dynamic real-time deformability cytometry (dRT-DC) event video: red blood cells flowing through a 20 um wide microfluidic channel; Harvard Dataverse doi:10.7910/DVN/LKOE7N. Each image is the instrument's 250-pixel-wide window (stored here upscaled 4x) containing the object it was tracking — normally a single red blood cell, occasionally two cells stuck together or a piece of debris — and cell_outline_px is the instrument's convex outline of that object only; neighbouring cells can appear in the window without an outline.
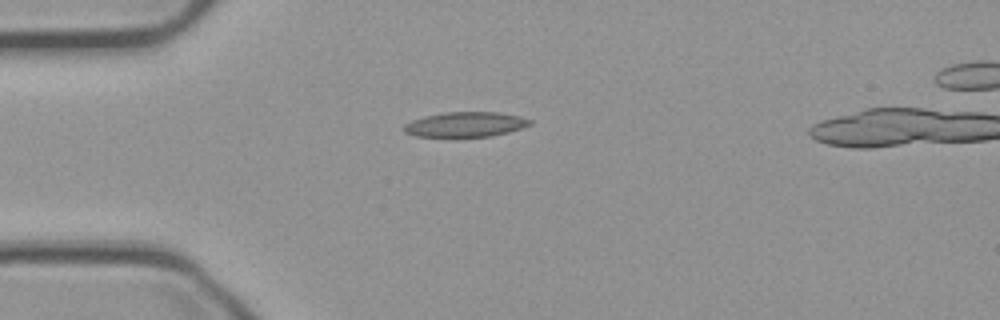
{"species": "common noctule bat (a hibernating species)", "species_latin": "Nyctalus noctula", "temperature_condition": "cold", "stored_images_in_passage": 39, "camera_frame_rate_fps": 3000, "um_per_image_px": 0.085, "animal": {"sex": "male", "body_mass_g": 23.1, "forearm_length_mm": 52.7}, "frame": {"image": 1, "passage_image": 1, "time_ms": 0.0, "image_size_px": [1000, 320], "cell_outline_px": [[532, 124], [508, 132], [492, 136], [456, 140], [452, 140], [416, 136], [404, 132], [404, 124], [412, 120], [424, 116], [444, 112], [496, 112], [520, 116], [532, 120]], "centroid_in_image_um": [39.5, 10.63], "position_along_channel_um": 45.5, "area_um2": 19.31}}
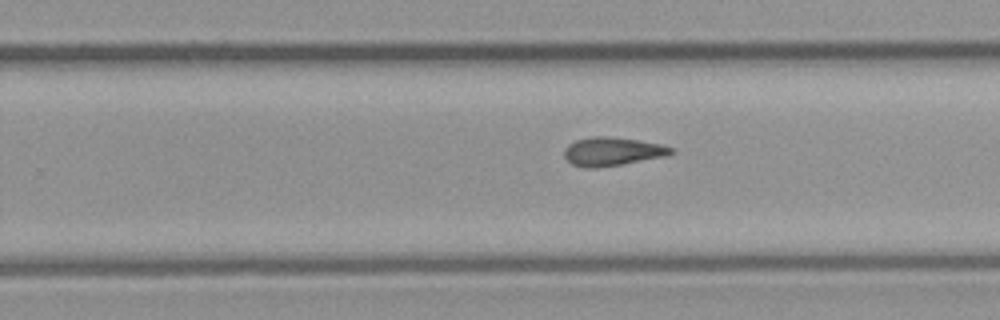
{"frame": {"image": 2, "passage_image": 21, "time_ms": 6.667, "image_size_px": [1000, 320], "cell_outline_px": [[676, 152], [664, 156], [620, 164], [596, 168], [584, 168], [572, 164], [564, 156], [564, 148], [568, 144], [576, 140], [592, 136], [608, 136], [636, 140], [660, 144], [676, 148]], "centroid_in_image_um": [52.03, 12.87], "position_along_channel_um": 277.8, "area_um2": 17.69}}
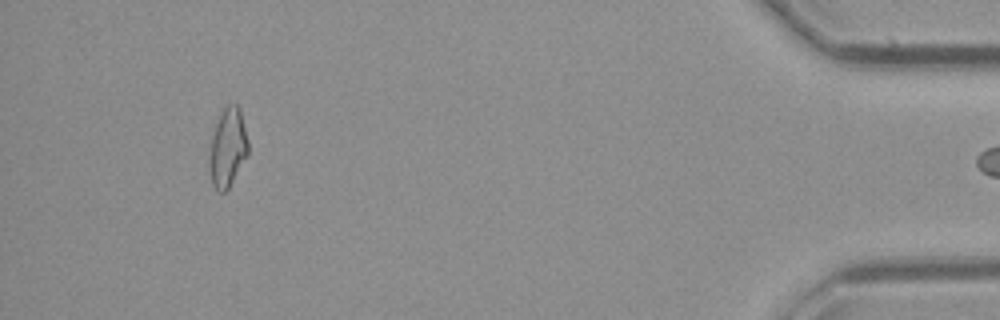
{"frame": {"image": 3, "passage_image": 38, "time_ms": 12.333, "image_size_px": [1000, 320], "cell_outline_px": [[248, 156], [228, 188], [224, 192], [216, 192], [212, 184], [208, 164], [208, 156], [212, 136], [216, 124], [224, 108], [228, 104], [236, 104], [240, 108], [248, 140]], "centroid_in_image_um": [19.35, 12.58], "position_along_channel_um": 415.9, "area_um2": 17.92}}